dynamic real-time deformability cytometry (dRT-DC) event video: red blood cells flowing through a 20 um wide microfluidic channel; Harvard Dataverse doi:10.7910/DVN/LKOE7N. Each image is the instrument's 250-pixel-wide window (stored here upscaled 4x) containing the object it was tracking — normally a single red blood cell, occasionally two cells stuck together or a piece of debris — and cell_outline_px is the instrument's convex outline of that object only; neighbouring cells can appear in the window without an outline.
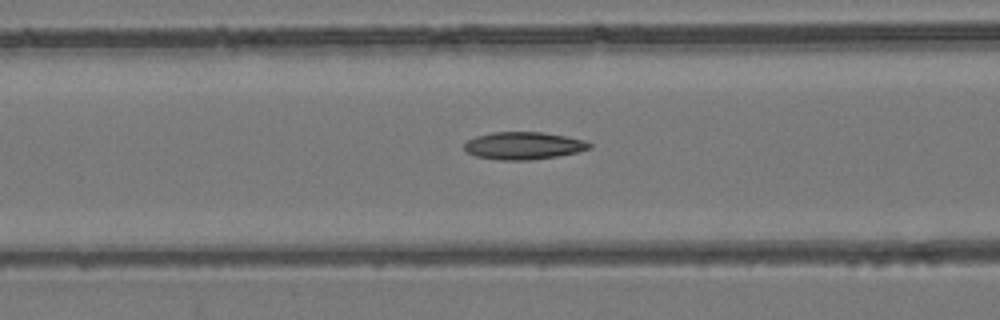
{"species": "common noctule bat (a hibernating species)", "species_latin": "Nyctalus noctula", "temperature_condition": "room temperature", "stored_images_in_passage": 50, "camera_frame_rate_fps": 3000, "um_per_image_px": 0.085, "animal": {"sex": "female", "body_mass_g": 24.6, "forearm_length_mm": 56.2}, "frame": {"image": 1, "passage_image": 21, "time_ms": 6.667, "image_size_px": [1000, 320], "cell_outline_px": [[592, 148], [576, 152], [556, 156], [528, 160], [500, 160], [476, 156], [468, 152], [464, 148], [464, 144], [468, 140], [476, 136], [492, 132], [544, 132], [584, 140], [592, 144]], "centroid_in_image_um": [44.5, 12.38], "position_along_channel_um": 122.1, "area_um2": 19.88}}
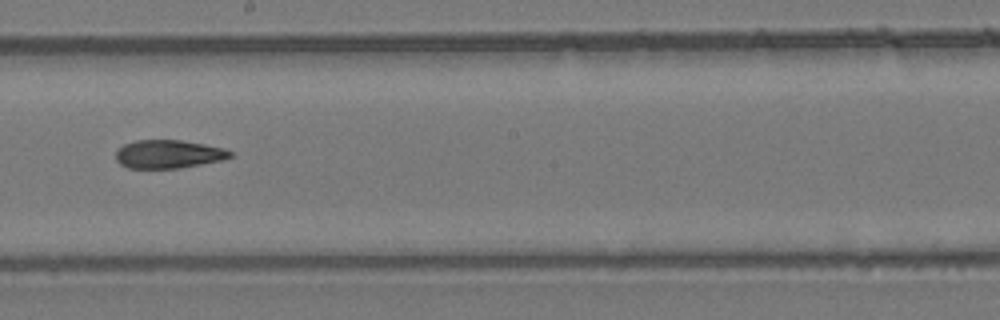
{"frame": {"image": 2, "passage_image": 29, "time_ms": 9.333, "image_size_px": [1000, 320], "cell_outline_px": [[232, 156], [224, 160], [180, 168], [128, 168], [120, 164], [116, 160], [116, 152], [124, 144], [136, 140], [180, 140], [204, 144], [224, 148], [232, 152]], "centroid_in_image_um": [14.33, 13.1], "position_along_channel_um": 233.9, "area_um2": 18.9}}
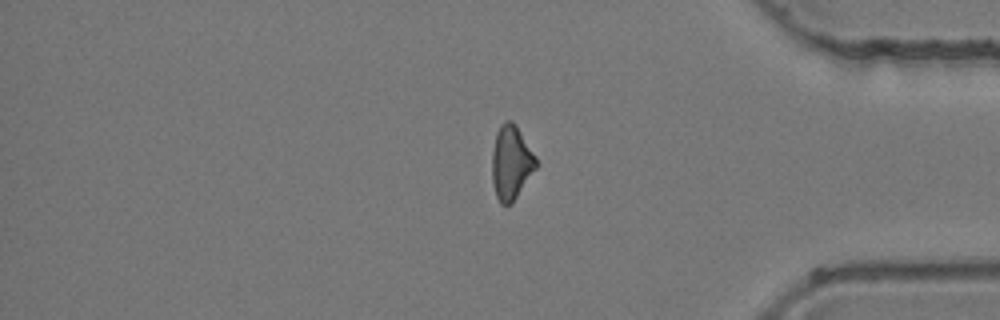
{"frame": {"image": 3, "passage_image": 42, "time_ms": 13.667, "image_size_px": [1000, 320], "cell_outline_px": [[540, 164], [512, 204], [500, 204], [496, 196], [492, 180], [492, 152], [496, 132], [500, 124], [504, 120], [512, 120], [516, 124], [536, 156]], "centroid_in_image_um": [43.47, 13.81], "position_along_channel_um": 391.7, "area_um2": 19.48}}